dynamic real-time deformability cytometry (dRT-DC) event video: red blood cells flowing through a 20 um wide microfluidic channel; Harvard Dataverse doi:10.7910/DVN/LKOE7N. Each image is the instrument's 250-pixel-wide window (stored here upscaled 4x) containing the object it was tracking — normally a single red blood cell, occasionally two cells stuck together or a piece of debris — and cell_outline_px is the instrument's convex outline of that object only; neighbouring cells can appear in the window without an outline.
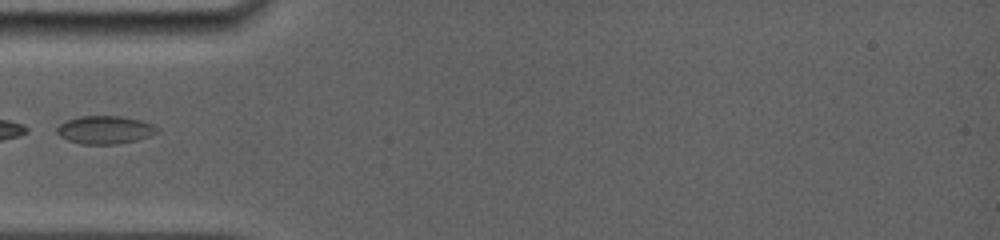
{"species": "common noctule bat (a hibernating species)", "species_latin": "Nyctalus noctula", "temperature_condition": "room temperature", "stored_images_in_passage": 43, "camera_frame_rate_fps": 5000, "um_per_image_px": 0.085, "animal": {"sex": "female", "body_mass_g": 19.0, "forearm_length_mm": 56.7}, "frame": {"image": 1, "passage_image": 1, "time_ms": 0.0, "image_size_px": [1000, 240], "cell_outline_px": [[160, 132], [136, 140], [116, 144], [80, 144], [68, 140], [60, 136], [56, 132], [56, 128], [60, 124], [68, 120], [80, 116], [120, 116], [140, 120], [152, 124], [160, 128]], "centroid_in_image_um": [8.93, 11.04], "position_along_channel_um": 76.1, "area_um2": 16.36}}
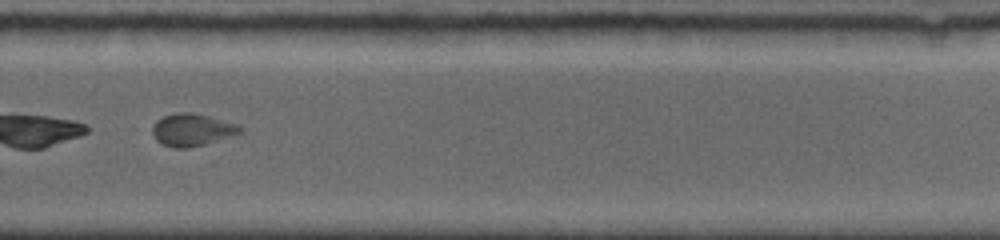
{"frame": {"image": 2, "passage_image": 25, "time_ms": 6.0, "image_size_px": [1000, 240], "cell_outline_px": [[244, 132], [204, 144], [188, 148], [172, 148], [160, 144], [156, 140], [152, 132], [152, 128], [156, 120], [164, 116], [176, 112], [188, 112], [208, 116], [236, 124], [244, 128]], "centroid_in_image_um": [16.3, 11.04], "position_along_channel_um": 313.5, "area_um2": 16.53}}